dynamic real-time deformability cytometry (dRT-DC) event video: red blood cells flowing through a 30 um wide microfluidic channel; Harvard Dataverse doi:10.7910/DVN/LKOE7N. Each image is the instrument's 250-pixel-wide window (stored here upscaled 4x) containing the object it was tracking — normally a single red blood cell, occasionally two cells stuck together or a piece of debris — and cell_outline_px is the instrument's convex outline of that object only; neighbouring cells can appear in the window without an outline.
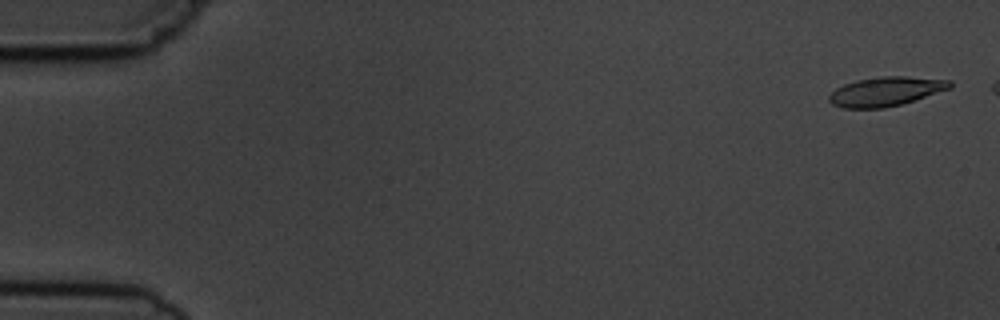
{"species": "common noctule bat (a hibernating species)", "species_latin": "Nyctalus noctula", "temperature_condition": "cold", "stored_images_in_passage": 5, "camera_frame_rate_fps": 3000, "um_per_image_px": 0.085, "animal": {"sex": "male", "body_mass_g": 19.5, "forearm_length_mm": 54.6}, "frame": {"image": 1, "passage_image": 1, "time_ms": 0.0, "image_size_px": [1000, 320], "cell_outline_px": [[952, 88], [900, 104], [884, 108], [844, 108], [832, 104], [828, 100], [828, 96], [836, 88], [844, 84], [856, 80], [884, 76], [904, 76], [952, 80]], "centroid_in_image_um": [75.29, 7.77], "position_along_channel_um": 9.7, "area_um2": 20.46}}